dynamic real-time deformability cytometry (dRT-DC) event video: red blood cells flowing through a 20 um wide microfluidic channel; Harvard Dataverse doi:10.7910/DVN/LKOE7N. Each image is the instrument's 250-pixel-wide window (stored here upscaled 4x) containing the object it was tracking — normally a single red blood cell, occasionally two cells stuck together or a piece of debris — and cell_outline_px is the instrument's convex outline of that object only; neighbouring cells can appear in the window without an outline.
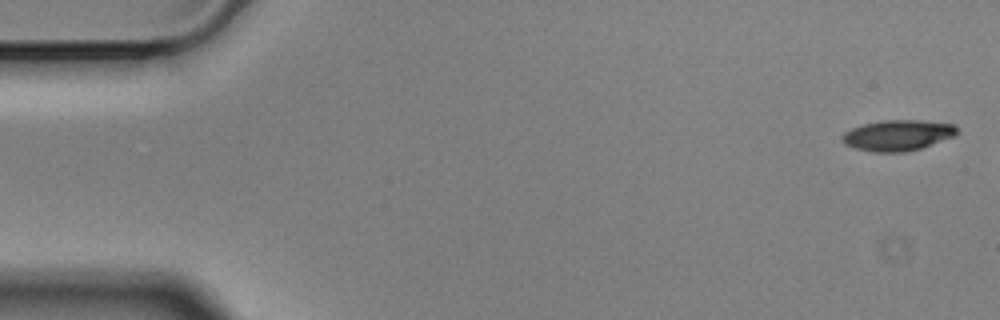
{"species": "Egyptian fruit bat (a non-hibernating species)", "species_latin": "Rousettus aegyptiacus", "temperature_condition": "cold", "stored_images_in_passage": 3, "camera_frame_rate_fps": 3000, "um_per_image_px": 0.085, "animal": {"sex": "male"}, "frame": {"image": 1, "passage_image": 1, "time_ms": 0.0, "image_size_px": [1000, 320], "cell_outline_px": [[960, 132], [956, 136], [920, 148], [904, 152], [872, 152], [856, 148], [844, 144], [840, 140], [840, 136], [844, 132], [852, 128], [864, 124], [884, 120], [920, 120], [952, 124]], "centroid_in_image_um": [76.29, 11.5], "position_along_channel_um": 8.7, "area_um2": 20.63}}